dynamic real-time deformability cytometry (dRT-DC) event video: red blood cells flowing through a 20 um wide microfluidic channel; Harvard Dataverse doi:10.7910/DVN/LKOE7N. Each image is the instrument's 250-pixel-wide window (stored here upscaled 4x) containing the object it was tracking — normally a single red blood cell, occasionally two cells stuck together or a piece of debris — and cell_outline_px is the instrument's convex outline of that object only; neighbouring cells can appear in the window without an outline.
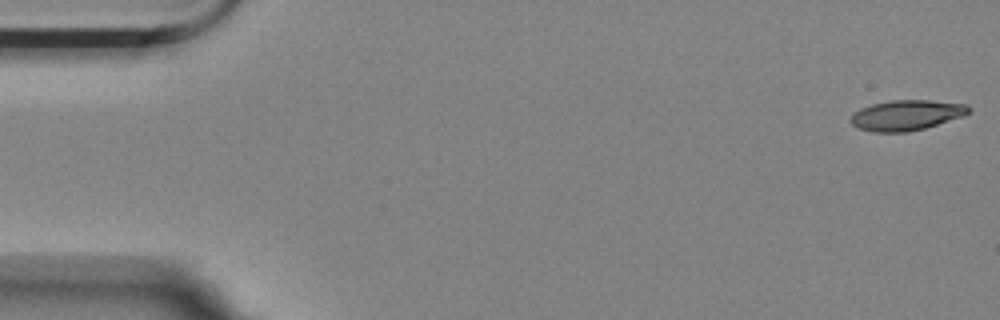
{"species": "Egyptian fruit bat (a non-hibernating species)", "species_latin": "Rousettus aegyptiacus", "temperature_condition": "room temperature", "stored_images_in_passage": 8, "camera_frame_rate_fps": 3000, "um_per_image_px": 0.085, "animal": {"sex": "female"}, "frame": {"image": 1, "passage_image": 1, "time_ms": 0.0, "image_size_px": [1000, 320], "cell_outline_px": [[972, 112], [964, 116], [924, 128], [908, 132], [872, 132], [856, 128], [848, 120], [852, 112], [860, 108], [872, 104], [892, 100], [928, 100], [968, 104], [972, 108]], "centroid_in_image_um": [77.03, 9.79], "position_along_channel_um": 8.0, "area_um2": 21.21}}